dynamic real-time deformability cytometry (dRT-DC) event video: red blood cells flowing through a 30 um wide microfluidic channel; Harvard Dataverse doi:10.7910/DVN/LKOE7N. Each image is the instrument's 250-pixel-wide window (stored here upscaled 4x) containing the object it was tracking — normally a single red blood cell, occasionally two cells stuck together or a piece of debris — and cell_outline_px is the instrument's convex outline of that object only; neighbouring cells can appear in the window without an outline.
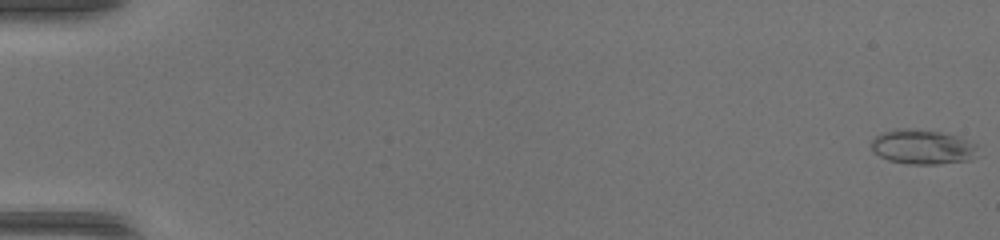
{"species": "common noctule bat (a hibernating species)", "species_latin": "Nyctalus noctula", "temperature_condition": "warm", "stored_images_in_passage": 48, "camera_frame_rate_fps": 3000, "um_per_image_px": 0.085, "animal": {"sex": "female", "body_mass_g": 17.0, "forearm_length_mm": 48.0}, "frame": {"image": 1, "passage_image": 1, "time_ms": 0.0, "image_size_px": [1000, 240], "cell_outline_px": [[976, 148], [972, 160], [936, 164], [908, 164], [888, 160], [872, 152], [872, 140], [880, 132], [896, 128], [916, 128], [940, 132], [956, 136], [976, 144]], "centroid_in_image_um": [78.36, 12.48], "position_along_channel_um": 6.6, "area_um2": 21.56}}
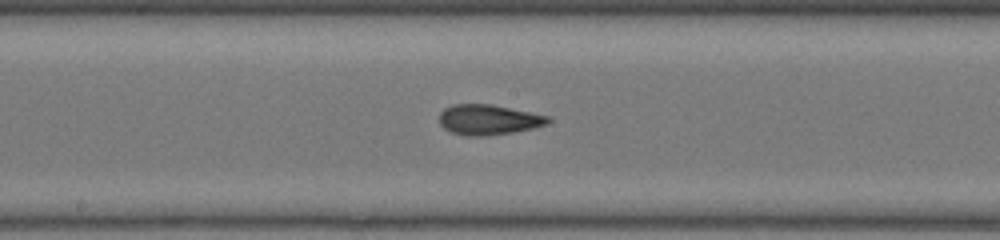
{"frame": {"image": 2, "passage_image": 27, "time_ms": 8.667, "image_size_px": [1000, 240], "cell_outline_px": [[552, 120], [548, 124], [536, 128], [512, 132], [484, 136], [464, 136], [452, 132], [444, 128], [440, 124], [440, 112], [444, 108], [452, 104], [492, 104], [548, 116]], "centroid_in_image_um": [41.53, 10.17], "position_along_channel_um": 206.7, "area_um2": 19.25}}
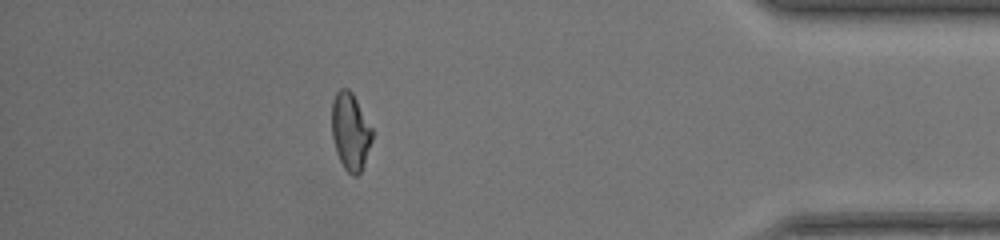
{"frame": {"image": 3, "passage_image": 43, "time_ms": 14.0, "image_size_px": [1000, 240], "cell_outline_px": [[372, 140], [364, 164], [360, 172], [356, 176], [352, 176], [344, 168], [336, 152], [332, 136], [332, 100], [336, 92], [340, 88], [348, 88], [352, 92], [372, 128]], "centroid_in_image_um": [29.77, 11.17], "position_along_channel_um": 405.4, "area_um2": 18.15}}